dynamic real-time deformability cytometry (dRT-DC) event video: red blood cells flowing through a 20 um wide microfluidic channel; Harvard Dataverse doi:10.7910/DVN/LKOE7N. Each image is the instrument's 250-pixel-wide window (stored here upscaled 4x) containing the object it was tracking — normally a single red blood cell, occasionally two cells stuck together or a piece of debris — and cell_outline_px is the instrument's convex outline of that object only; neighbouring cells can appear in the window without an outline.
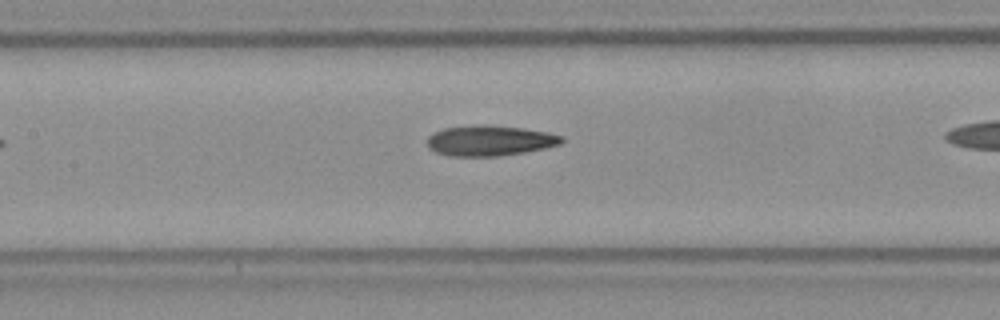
{"species": "Egyptian fruit bat (a non-hibernating species)", "species_latin": "Rousettus aegyptiacus", "temperature_condition": "room temperature", "stored_images_in_passage": 25, "camera_frame_rate_fps": 3000, "um_per_image_px": 0.085, "frame": {"image": 1, "passage_image": 8, "time_ms": 2.333, "image_size_px": [1000, 320], "cell_outline_px": [[564, 140], [560, 144], [544, 148], [524, 152], [500, 156], [448, 156], [436, 152], [428, 148], [428, 136], [444, 128], [480, 124], [488, 124], [524, 128], [548, 132], [564, 136]], "centroid_in_image_um": [41.65, 11.94], "position_along_channel_um": 165.8, "area_um2": 23.99}}